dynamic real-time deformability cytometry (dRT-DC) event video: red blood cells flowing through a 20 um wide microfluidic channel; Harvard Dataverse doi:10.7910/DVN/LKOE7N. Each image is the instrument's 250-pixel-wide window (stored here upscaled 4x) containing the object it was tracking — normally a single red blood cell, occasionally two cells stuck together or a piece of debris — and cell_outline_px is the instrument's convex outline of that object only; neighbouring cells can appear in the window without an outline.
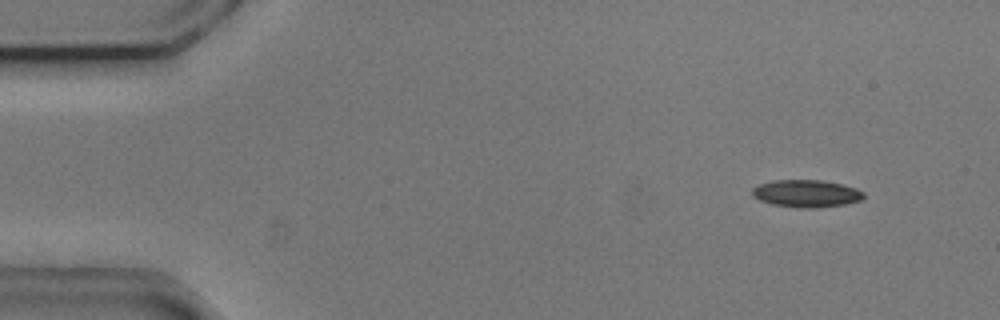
{"species": "common noctule bat (a hibernating species)", "species_latin": "Nyctalus noctula", "temperature_condition": "cold", "stored_images_in_passage": 54, "camera_frame_rate_fps": 3000, "um_per_image_px": 0.085, "animal": {"sex": "male", "body_mass_g": 20.5, "forearm_length_mm": 52.5}, "frame": {"image": 1, "passage_image": 5, "time_ms": 1.333, "image_size_px": [1000, 320], "cell_outline_px": [[864, 196], [860, 200], [844, 204], [816, 208], [796, 208], [772, 204], [760, 200], [752, 196], [752, 188], [760, 184], [772, 180], [820, 180], [840, 184], [856, 188], [864, 192]], "centroid_in_image_um": [68.51, 16.45], "position_along_channel_um": 16.5, "area_um2": 17.74}}
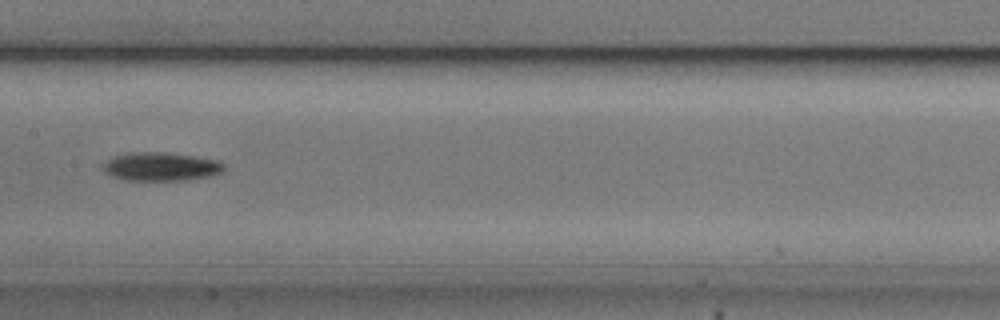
{"frame": {"image": 2, "passage_image": 27, "time_ms": 8.667, "image_size_px": [1000, 320], "cell_outline_px": [[224, 172], [208, 176], [188, 180], [124, 180], [112, 176], [104, 172], [100, 168], [100, 164], [116, 156], [128, 152], [168, 152], [196, 156], [216, 160], [224, 164]], "centroid_in_image_um": [13.65, 14.16], "position_along_channel_um": 193.8, "area_um2": 20.35}}
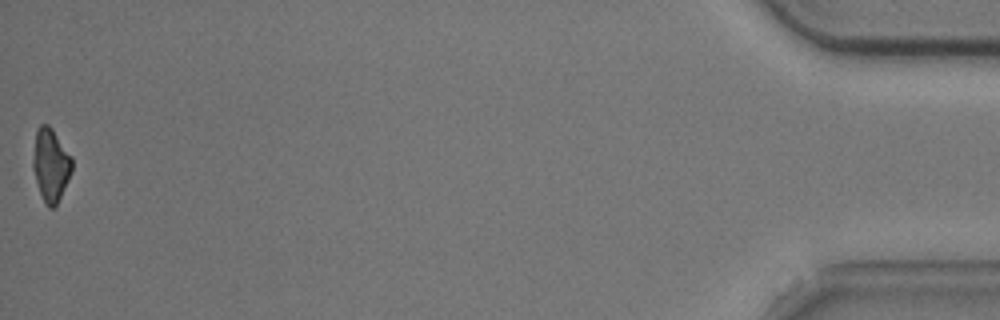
{"frame": {"image": 3, "passage_image": 54, "time_ms": 17.667, "image_size_px": [1000, 320], "cell_outline_px": [[72, 172], [56, 204], [52, 208], [48, 208], [40, 192], [32, 168], [32, 160], [36, 128], [40, 124], [48, 124], [52, 128], [72, 156]], "centroid_in_image_um": [4.3, 13.96], "position_along_channel_um": 430.9, "area_um2": 16.53}, "authors_computed_cell_mechanics": {"area_um2": 18.2937, "velocity_mm_per_s": 3.7256, "shape_relaxation_time_tau1_ms": 3.4878, "shape_relaxation_time_tau2_ms": null, "deformation_change_tau1": 0.1441, "deformation_change_tau2": null}}